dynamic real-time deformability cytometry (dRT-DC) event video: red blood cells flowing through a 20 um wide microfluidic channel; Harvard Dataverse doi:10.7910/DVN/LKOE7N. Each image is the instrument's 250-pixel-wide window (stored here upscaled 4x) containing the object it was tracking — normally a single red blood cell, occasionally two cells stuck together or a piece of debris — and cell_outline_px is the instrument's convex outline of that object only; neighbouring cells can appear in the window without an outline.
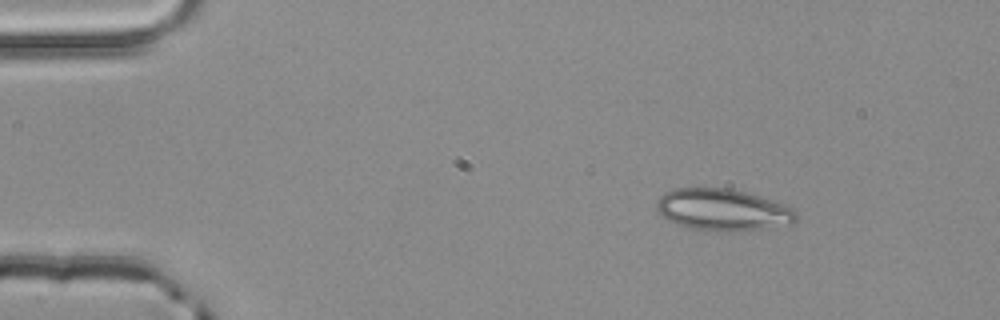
{"species": "common noctule bat (a hibernating species)", "species_latin": "Nyctalus noctula", "temperature_condition": "room temperature", "stored_images_in_passage": 3, "camera_frame_rate_fps": 3000, "um_per_image_px": 0.085, "animal": {"sex": "male", "body_mass_g": 20.4}, "frame": {"image": 1, "passage_image": 1, "time_ms": 0.0, "image_size_px": [1000, 320], "cell_outline_px": [[796, 220], [792, 224], [768, 228], [688, 228], [676, 224], [668, 220], [656, 212], [656, 204], [660, 196], [664, 192], [676, 188], [728, 188], [760, 196], [784, 204], [792, 208], [796, 212]], "centroid_in_image_um": [61.4, 17.78], "position_along_channel_um": 23.6, "area_um2": 33.0}}